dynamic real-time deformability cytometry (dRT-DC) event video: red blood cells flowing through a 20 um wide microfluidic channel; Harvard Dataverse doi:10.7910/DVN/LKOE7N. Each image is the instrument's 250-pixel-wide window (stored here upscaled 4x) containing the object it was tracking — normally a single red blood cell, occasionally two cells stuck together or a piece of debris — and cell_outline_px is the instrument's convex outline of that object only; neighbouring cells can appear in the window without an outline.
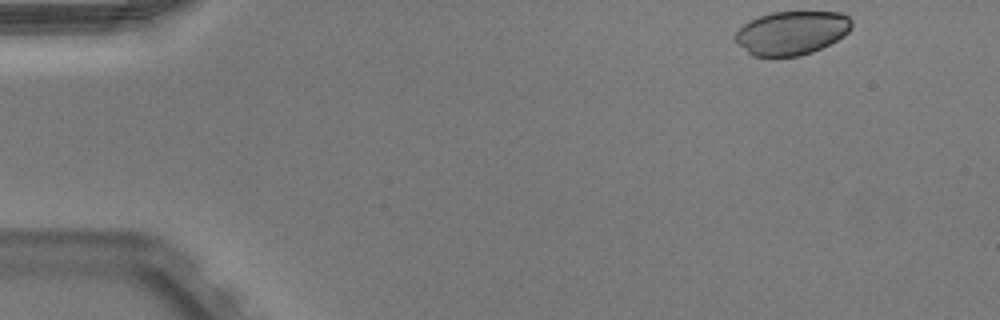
{"species": "Egyptian fruit bat (a non-hibernating species)", "species_latin": "Rousettus aegyptiacus", "temperature_condition": "warm", "stored_images_in_passage": 47, "camera_frame_rate_fps": 3000, "um_per_image_px": 0.085, "animal": {"sex": "male"}, "frame": {"image": 1, "passage_image": 1, "time_ms": 0.0, "image_size_px": [1000, 320], "cell_outline_px": [[852, 28], [844, 36], [812, 52], [800, 56], [752, 56], [736, 44], [736, 32], [744, 24], [760, 16], [772, 12], [840, 12], [848, 16], [852, 20]], "centroid_in_image_um": [67.3, 2.79], "position_along_channel_um": 17.7, "area_um2": 29.54}}
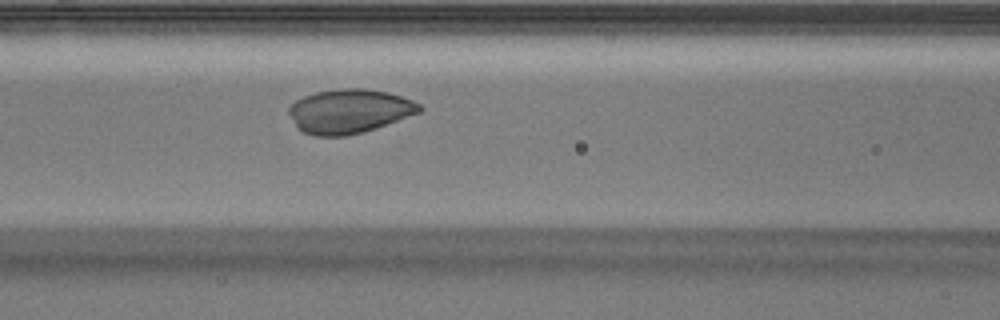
{"frame": {"image": 2, "passage_image": 18, "time_ms": 5.667, "image_size_px": [1000, 320], "cell_outline_px": [[424, 108], [420, 112], [376, 128], [348, 136], [316, 136], [304, 132], [296, 128], [288, 112], [288, 108], [296, 100], [304, 96], [316, 92], [340, 88], [364, 88], [388, 92], [412, 100], [420, 104]], "centroid_in_image_um": [29.68, 9.45], "position_along_channel_um": 136.9, "area_um2": 33.64}}
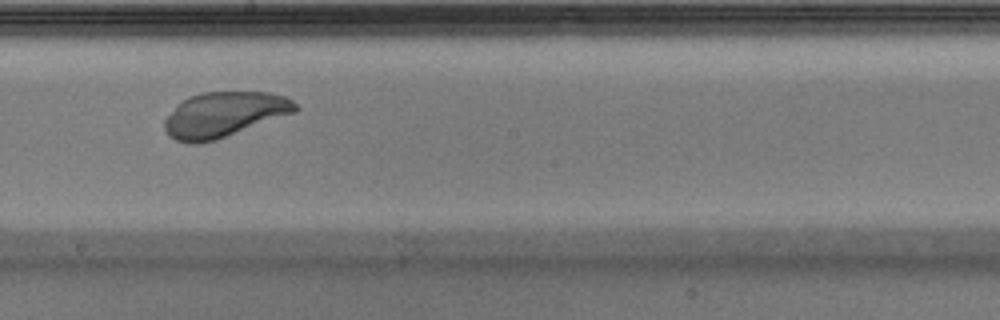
{"frame": {"image": 3, "passage_image": 25, "time_ms": 8.0, "image_size_px": [1000, 320], "cell_outline_px": [[300, 108], [296, 112], [216, 140], [200, 144], [188, 144], [176, 140], [168, 136], [164, 128], [164, 120], [176, 104], [188, 96], [200, 92], [268, 92], [284, 96], [292, 100]], "centroid_in_image_um": [19.01, 9.74], "position_along_channel_um": 229.2, "area_um2": 34.74}}